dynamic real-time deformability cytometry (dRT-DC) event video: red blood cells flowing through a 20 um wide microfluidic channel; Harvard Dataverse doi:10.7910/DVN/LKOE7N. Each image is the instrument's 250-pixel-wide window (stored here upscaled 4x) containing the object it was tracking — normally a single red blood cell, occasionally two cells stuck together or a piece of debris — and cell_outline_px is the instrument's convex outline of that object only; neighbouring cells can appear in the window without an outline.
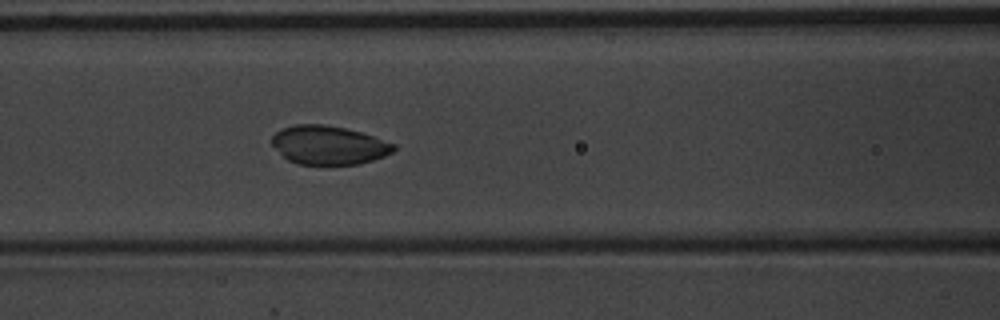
{"species": "common noctule bat (a hibernating species)", "species_latin": "Nyctalus noctula", "temperature_condition": "warm", "stored_images_in_passage": 54, "camera_frame_rate_fps": 3000, "um_per_image_px": 0.085, "animal": {"sex": "male", "body_mass_g": 20.1, "forearm_length_mm": 53.5}, "frame": {"image": 1, "passage_image": 23, "time_ms": 7.333, "image_size_px": [1000, 320], "cell_outline_px": [[396, 148], [392, 152], [384, 156], [360, 164], [296, 164], [288, 160], [272, 144], [272, 136], [276, 132], [284, 128], [296, 124], [324, 124], [344, 128], [360, 132], [396, 144]], "centroid_in_image_um": [27.95, 12.33], "position_along_channel_um": 138.7, "area_um2": 27.22}}
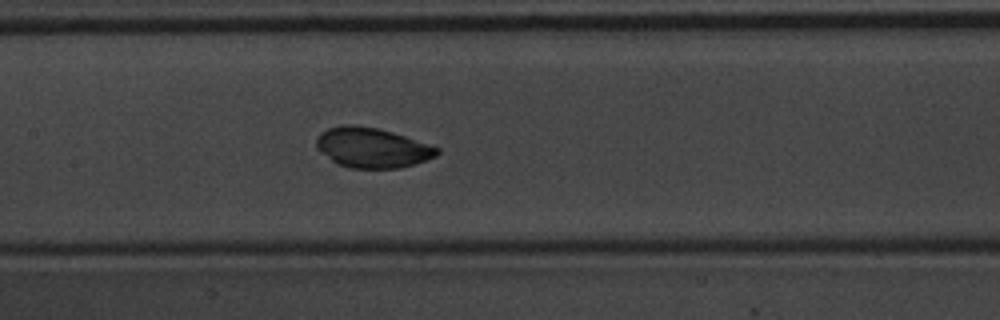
{"frame": {"image": 2, "passage_image": 26, "time_ms": 8.333, "image_size_px": [1000, 320], "cell_outline_px": [[440, 152], [436, 156], [400, 168], [348, 168], [336, 164], [320, 152], [316, 148], [316, 136], [320, 132], [328, 128], [344, 124], [356, 124], [380, 128], [440, 148]], "centroid_in_image_um": [31.57, 12.54], "position_along_channel_um": 175.8, "area_um2": 28.32}}
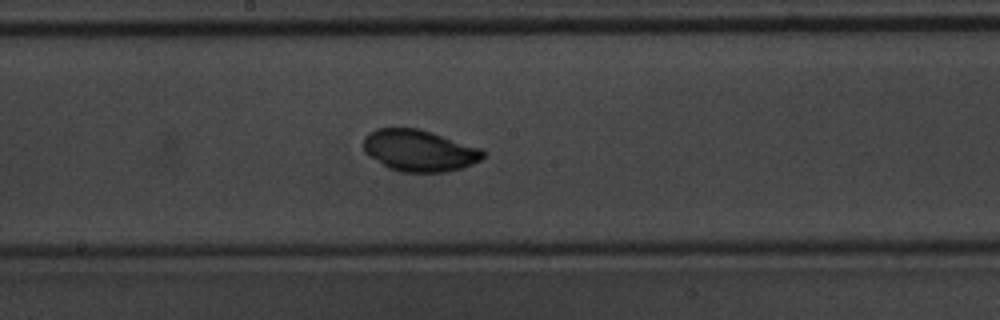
{"frame": {"image": 3, "passage_image": 29, "time_ms": 9.333, "image_size_px": [1000, 320], "cell_outline_px": [[484, 156], [480, 160], [472, 164], [460, 168], [444, 172], [400, 172], [388, 168], [368, 156], [364, 152], [364, 136], [368, 132], [376, 128], [416, 128], [432, 132], [480, 148], [484, 152]], "centroid_in_image_um": [35.59, 12.8], "position_along_channel_um": 212.6, "area_um2": 28.96}, "authors_computed_cell_mechanics": {"area_um2": 28.4087, "velocity_mm_per_s": 3.6921, "shape_relaxation_time_tau1_ms": 0.7671, "shape_relaxation_time_tau2_ms": null, "deformation_change_tau1": 0.0231, "deformation_change_tau2": null}}